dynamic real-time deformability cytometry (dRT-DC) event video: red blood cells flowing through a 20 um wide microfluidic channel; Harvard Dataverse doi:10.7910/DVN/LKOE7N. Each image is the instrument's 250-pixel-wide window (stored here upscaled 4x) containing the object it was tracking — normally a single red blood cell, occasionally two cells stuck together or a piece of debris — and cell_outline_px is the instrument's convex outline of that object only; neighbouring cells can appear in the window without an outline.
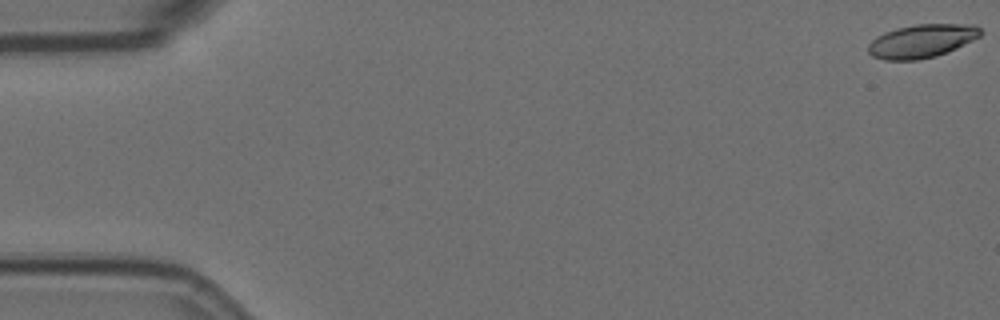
{"species": "Egyptian fruit bat (a non-hibernating species)", "species_latin": "Rousettus aegyptiacus", "temperature_condition": "room temperature", "stored_images_in_passage": 58, "camera_frame_rate_fps": 3000, "um_per_image_px": 0.085, "animal": {"sex": "female"}, "frame": {"image": 1, "passage_image": 1, "time_ms": 0.0, "image_size_px": [1000, 320], "cell_outline_px": [[980, 36], [956, 48], [936, 56], [920, 60], [884, 60], [872, 56], [868, 52], [868, 44], [876, 36], [884, 32], [896, 28], [916, 24], [976, 24], [980, 28]], "centroid_in_image_um": [78.32, 3.48], "position_along_channel_um": 6.7, "area_um2": 21.91}}
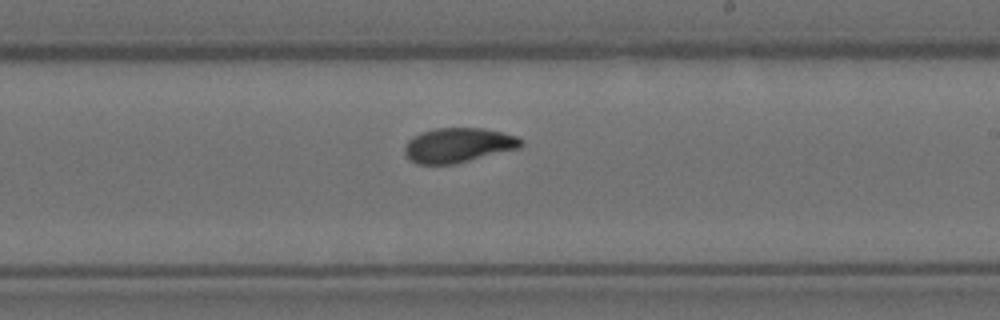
{"frame": {"image": 2, "passage_image": 34, "time_ms": 11.0, "image_size_px": [1000, 320], "cell_outline_px": [[524, 144], [520, 148], [456, 164], [416, 164], [404, 152], [404, 144], [412, 136], [420, 132], [436, 128], [484, 128], [516, 136], [524, 140]], "centroid_in_image_um": [38.96, 12.34], "position_along_channel_um": 250.0, "area_um2": 23.7}}
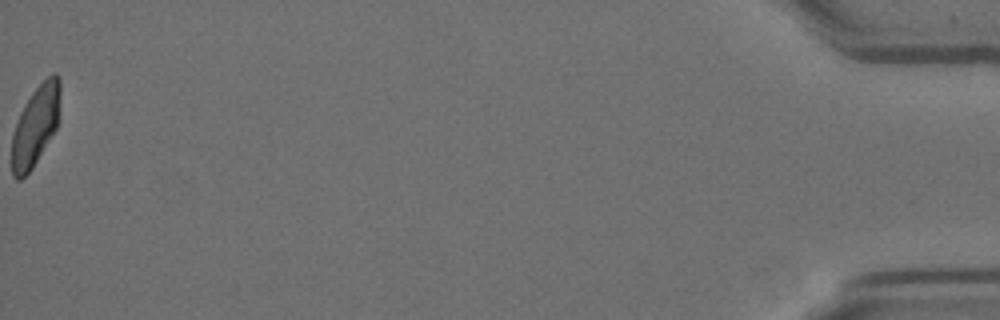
{"frame": {"image": 3, "passage_image": 58, "time_ms": 19.0, "image_size_px": [1000, 320], "cell_outline_px": [[60, 116], [56, 128], [32, 168], [20, 180], [16, 180], [12, 176], [12, 136], [20, 112], [24, 104], [32, 92], [52, 72], [56, 72], [60, 80]], "centroid_in_image_um": [3.03, 10.66], "position_along_channel_um": 432.2, "area_um2": 22.54}, "authors_computed_cell_mechanics": {"area_um2": 23.0333, "velocity_mm_per_s": 3.5638, "shape_relaxation_time_tau1_ms": 4.3034, "shape_relaxation_time_tau2_ms": 2.6213, "deformation_change_tau1": 0.1518, "deformation_change_tau2": 0.0699}}